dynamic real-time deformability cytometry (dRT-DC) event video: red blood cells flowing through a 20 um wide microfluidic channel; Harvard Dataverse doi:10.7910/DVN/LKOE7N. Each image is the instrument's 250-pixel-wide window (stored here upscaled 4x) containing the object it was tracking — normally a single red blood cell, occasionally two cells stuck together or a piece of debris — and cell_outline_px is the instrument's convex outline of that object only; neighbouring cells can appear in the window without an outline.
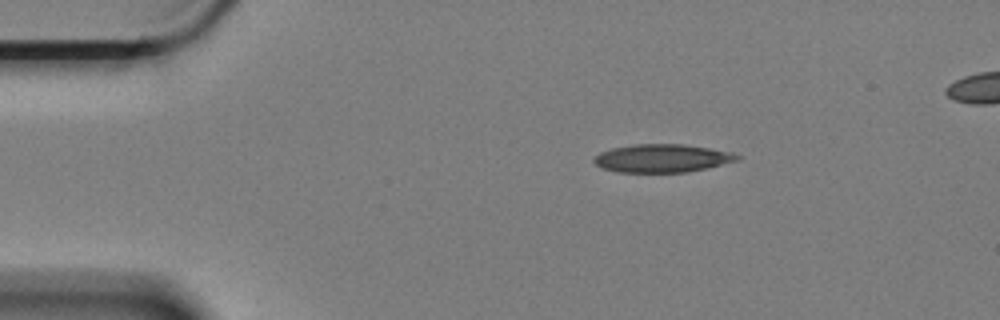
{"species": "Egyptian fruit bat (a non-hibernating species)", "species_latin": "Rousettus aegyptiacus", "temperature_condition": "cold", "stored_images_in_passage": 4, "segment_of_instrument_passage": [1, 2], "camera_frame_rate_fps": 3000, "um_per_image_px": 0.085, "animal": {"sex": "female"}, "frame": {"image": 1, "passage_image": 1, "time_ms": 0.0, "image_size_px": [1000, 320], "cell_outline_px": [[740, 160], [704, 168], [684, 172], [616, 172], [604, 168], [596, 164], [592, 160], [600, 152], [612, 148], [636, 144], [684, 144], [732, 152], [740, 156]], "centroid_in_image_um": [56.28, 13.44], "position_along_channel_um": 28.7, "area_um2": 23.24}}